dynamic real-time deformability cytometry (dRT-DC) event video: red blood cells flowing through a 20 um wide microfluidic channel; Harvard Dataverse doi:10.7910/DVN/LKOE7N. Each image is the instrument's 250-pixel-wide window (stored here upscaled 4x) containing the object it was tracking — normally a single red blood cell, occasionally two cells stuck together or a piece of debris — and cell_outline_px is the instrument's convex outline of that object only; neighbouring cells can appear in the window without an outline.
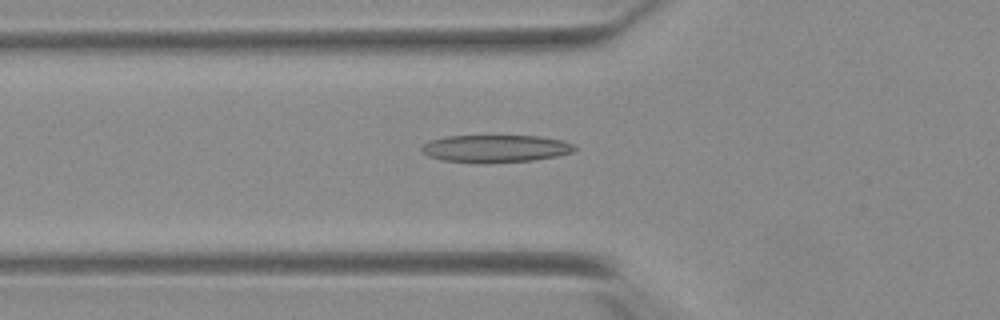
{"species": "Egyptian fruit bat (a non-hibernating species)", "species_latin": "Rousettus aegyptiacus", "temperature_condition": "warm", "stored_images_in_passage": 34, "camera_frame_rate_fps": 3000, "um_per_image_px": 0.085, "animal": {"sex": "female"}, "frame": {"image": 1, "passage_image": 2, "time_ms": 0.333, "image_size_px": [1000, 320], "cell_outline_px": [[576, 148], [572, 152], [556, 156], [532, 160], [484, 164], [444, 160], [428, 156], [420, 152], [420, 148], [428, 140], [444, 136], [540, 136], [564, 140], [572, 144]], "centroid_in_image_um": [42.07, 12.63], "position_along_channel_um": 83.7, "area_um2": 24.74}}
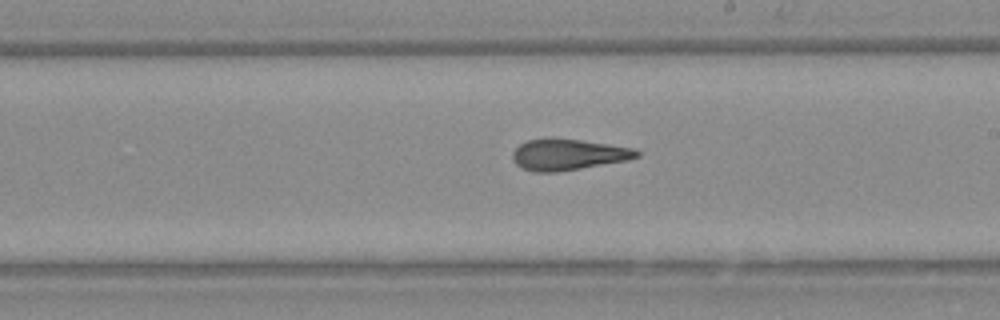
{"frame": {"image": 2, "passage_image": 14, "time_ms": 4.333, "image_size_px": [1000, 320], "cell_outline_px": [[640, 156], [628, 160], [556, 172], [536, 172], [520, 168], [512, 160], [512, 152], [520, 144], [528, 140], [548, 136], [552, 136], [636, 148], [640, 152]], "centroid_in_image_um": [48.26, 13.11], "position_along_channel_um": 240.7, "area_um2": 22.89}}
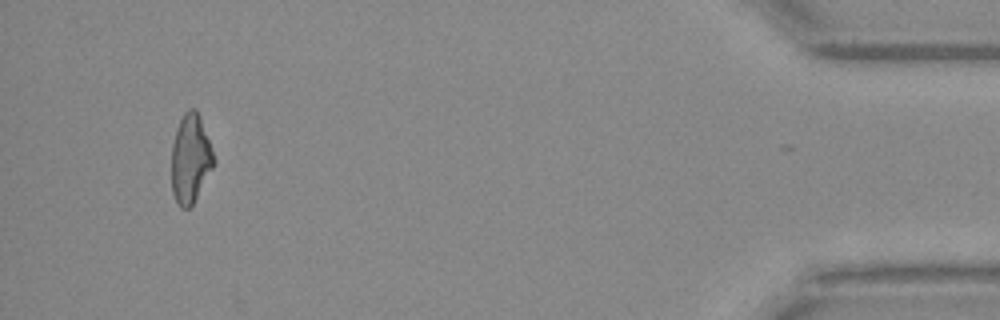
{"frame": {"image": 3, "passage_image": 33, "time_ms": 10.667, "image_size_px": [1000, 320], "cell_outline_px": [[216, 164], [192, 204], [188, 208], [180, 208], [172, 192], [172, 144], [176, 128], [184, 112], [188, 108], [196, 108], [200, 116], [216, 160]], "centroid_in_image_um": [16.2, 13.46], "position_along_channel_um": 419.0, "area_um2": 21.96}}